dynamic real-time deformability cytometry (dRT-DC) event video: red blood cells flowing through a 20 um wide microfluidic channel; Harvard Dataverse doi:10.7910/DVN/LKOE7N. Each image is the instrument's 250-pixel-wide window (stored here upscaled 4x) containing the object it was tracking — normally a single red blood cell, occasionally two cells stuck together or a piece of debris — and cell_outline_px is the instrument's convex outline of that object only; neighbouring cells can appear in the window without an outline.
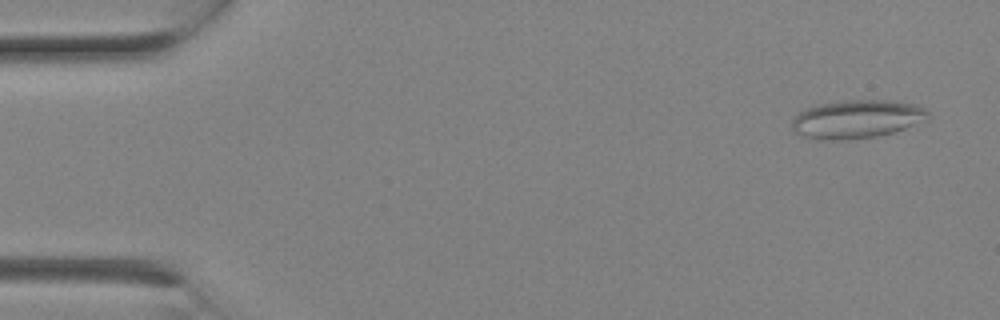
{"species": "Egyptian fruit bat (a non-hibernating species)", "species_latin": "Rousettus aegyptiacus", "temperature_condition": "room temperature", "stored_images_in_passage": 2, "camera_frame_rate_fps": 3000, "um_per_image_px": 0.085, "animal": {"sex": "female"}, "frame": {"image": 1, "passage_image": 1, "time_ms": 0.0, "image_size_px": [1000, 320], "cell_outline_px": [[928, 120], [892, 132], [876, 136], [848, 140], [820, 140], [804, 136], [792, 132], [792, 120], [800, 112], [808, 108], [820, 104], [848, 100], [888, 100], [920, 104], [928, 112]], "centroid_in_image_um": [72.85, 10.13], "position_along_channel_um": 12.2, "area_um2": 30.46}}